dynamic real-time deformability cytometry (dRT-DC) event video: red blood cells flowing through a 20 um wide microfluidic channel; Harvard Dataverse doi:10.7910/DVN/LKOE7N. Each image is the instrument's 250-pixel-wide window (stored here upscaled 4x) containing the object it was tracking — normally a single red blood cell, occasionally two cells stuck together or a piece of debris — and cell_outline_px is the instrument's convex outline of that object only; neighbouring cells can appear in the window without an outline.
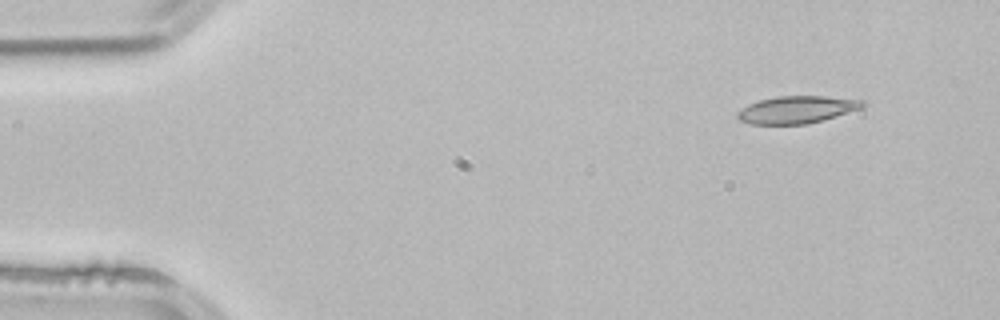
{"species": "common noctule bat (a hibernating species)", "species_latin": "Nyctalus noctula", "temperature_condition": "room temperature", "stored_images_in_passage": 3, "camera_frame_rate_fps": 3000, "um_per_image_px": 0.085, "animal": {"sex": "male", "body_mass_g": 21.5, "forearm_length_mm": 52.0}, "frame": {"image": 1, "passage_image": 1, "time_ms": 0.0, "image_size_px": [1000, 320], "cell_outline_px": [[864, 104], [860, 108], [808, 124], [752, 124], [740, 120], [736, 116], [736, 112], [748, 104], [760, 100], [776, 96], [824, 96], [864, 100]], "centroid_in_image_um": [67.67, 9.31], "position_along_channel_um": 17.3, "area_um2": 19.65}}
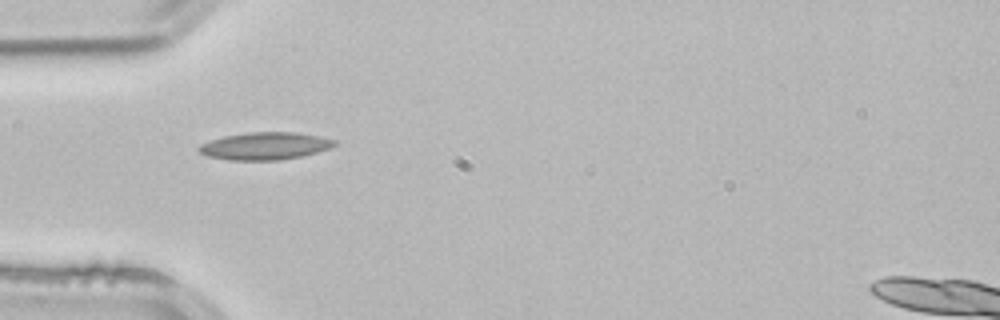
{"frame": {"image": 2, "passage_image": 3, "time_ms": 0.667, "image_size_px": [1000, 320], "cell_outline_px": [[336, 144], [328, 148], [316, 152], [300, 156], [280, 160], [228, 160], [208, 156], [200, 152], [196, 148], [200, 144], [224, 136], [248, 132], [296, 132], [320, 136], [336, 140]], "centroid_in_image_um": [22.51, 12.4], "position_along_channel_um": 62.5, "area_um2": 21.56}}